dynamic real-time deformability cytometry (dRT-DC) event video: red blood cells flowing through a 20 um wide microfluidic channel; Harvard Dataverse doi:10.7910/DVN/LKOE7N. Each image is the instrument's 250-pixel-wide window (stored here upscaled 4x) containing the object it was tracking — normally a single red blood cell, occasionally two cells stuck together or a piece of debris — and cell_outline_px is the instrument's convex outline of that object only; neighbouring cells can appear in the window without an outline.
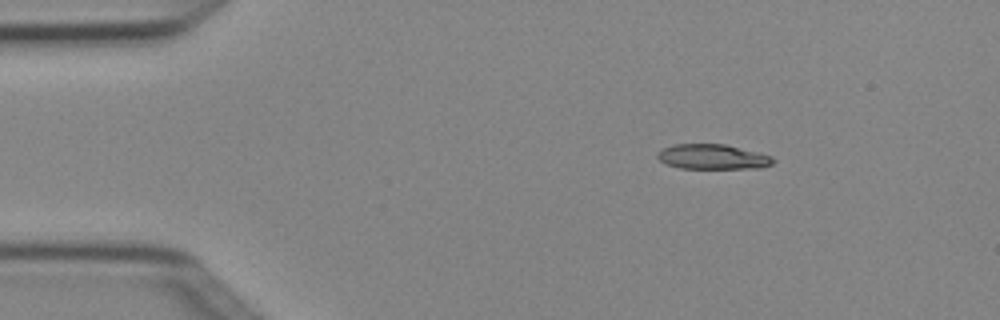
{"species": "Egyptian fruit bat (a non-hibernating species)", "species_latin": "Rousettus aegyptiacus", "temperature_condition": "cold", "stored_images_in_passage": 4, "camera_frame_rate_fps": 3000, "um_per_image_px": 0.085, "animal": {"sex": "female"}, "frame": {"image": 1, "passage_image": 2, "time_ms": 0.333, "image_size_px": [1000, 320], "cell_outline_px": [[776, 160], [772, 164], [764, 168], [680, 168], [668, 164], [660, 160], [656, 156], [656, 152], [672, 144], [724, 144], [772, 156]], "centroid_in_image_um": [60.58, 13.33], "position_along_channel_um": 24.4, "area_um2": 16.76}}
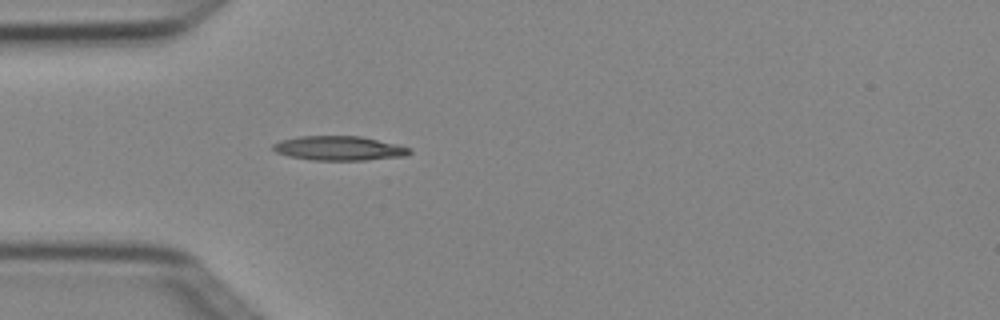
{"frame": {"image": 2, "passage_image": 4, "time_ms": 1.0, "image_size_px": [1000, 320], "cell_outline_px": [[412, 152], [408, 156], [364, 160], [312, 160], [288, 156], [276, 152], [272, 148], [272, 144], [280, 140], [300, 136], [360, 136], [396, 144], [412, 148]], "centroid_in_image_um": [28.83, 12.6], "position_along_channel_um": 56.2, "area_um2": 19.48}}